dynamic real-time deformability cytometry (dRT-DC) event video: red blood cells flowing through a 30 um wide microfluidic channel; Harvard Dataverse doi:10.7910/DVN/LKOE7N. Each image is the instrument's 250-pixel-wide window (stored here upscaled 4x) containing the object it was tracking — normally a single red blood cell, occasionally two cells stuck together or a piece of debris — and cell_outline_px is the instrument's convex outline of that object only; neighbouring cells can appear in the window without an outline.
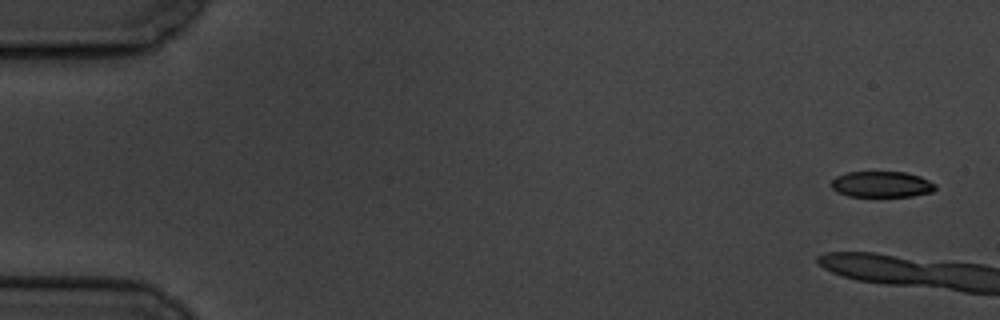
{"species": "common noctule bat (a hibernating species)", "species_latin": "Nyctalus noctula", "temperature_condition": "cold", "stored_images_in_passage": 8, "camera_frame_rate_fps": 3000, "um_per_image_px": 0.085, "animal": {"sex": "male", "body_mass_g": 19.5, "forearm_length_mm": 54.6}, "frame": {"image": 1, "passage_image": 1, "time_ms": 0.0, "image_size_px": [1000, 320], "cell_outline_px": [[936, 188], [932, 192], [912, 196], [848, 196], [836, 192], [832, 188], [832, 180], [836, 176], [848, 172], [904, 172], [920, 176], [936, 184]], "centroid_in_image_um": [74.94, 15.67], "position_along_channel_um": 10.1, "area_um2": 15.72}}
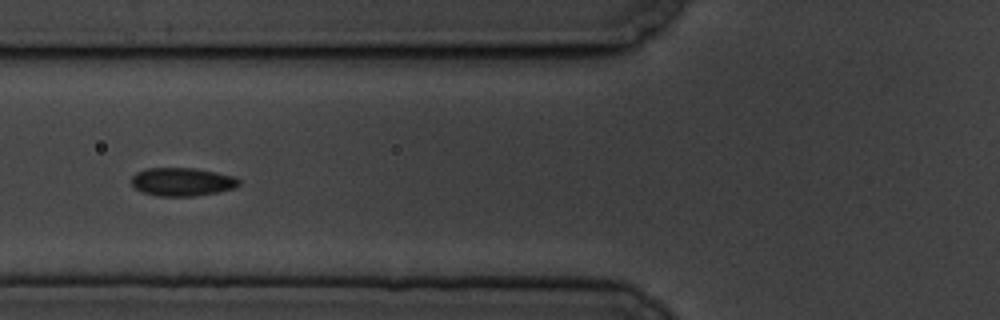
{"frame": {"image": 2, "passage_image": 8, "time_ms": 8.333, "image_size_px": [1000, 320], "cell_outline_px": [[240, 184], [236, 188], [220, 192], [196, 196], [156, 196], [140, 192], [132, 184], [132, 176], [136, 172], [144, 168], [196, 168], [236, 176], [240, 180]], "centroid_in_image_um": [15.51, 15.46], "position_along_channel_um": 110.3, "area_um2": 18.09}}